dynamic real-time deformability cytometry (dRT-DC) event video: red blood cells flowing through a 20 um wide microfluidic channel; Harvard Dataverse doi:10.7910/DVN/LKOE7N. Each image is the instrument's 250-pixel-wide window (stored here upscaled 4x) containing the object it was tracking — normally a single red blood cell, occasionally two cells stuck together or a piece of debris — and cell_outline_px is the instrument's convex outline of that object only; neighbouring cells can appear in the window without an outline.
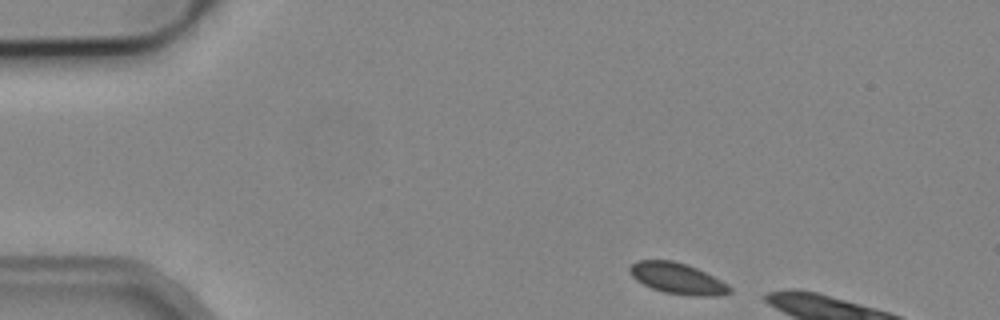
{"species": "common noctule bat (a hibernating species)", "species_latin": "Nyctalus noctula", "temperature_condition": "cold", "stored_images_in_passage": 3, "camera_frame_rate_fps": 3000, "um_per_image_px": 0.085, "animal": {"sex": "male", "body_mass_g": 19.2, "forearm_length_mm": 51.8}, "frame": {"image": 1, "passage_image": 1, "time_ms": 0.0, "image_size_px": [1000, 320], "cell_outline_px": [[732, 292], [720, 296], [692, 296], [664, 292], [652, 288], [636, 280], [632, 276], [628, 268], [636, 260], [672, 260], [696, 268], [728, 284], [732, 288]], "centroid_in_image_um": [57.59, 23.68], "position_along_channel_um": 27.4, "area_um2": 17.98}}